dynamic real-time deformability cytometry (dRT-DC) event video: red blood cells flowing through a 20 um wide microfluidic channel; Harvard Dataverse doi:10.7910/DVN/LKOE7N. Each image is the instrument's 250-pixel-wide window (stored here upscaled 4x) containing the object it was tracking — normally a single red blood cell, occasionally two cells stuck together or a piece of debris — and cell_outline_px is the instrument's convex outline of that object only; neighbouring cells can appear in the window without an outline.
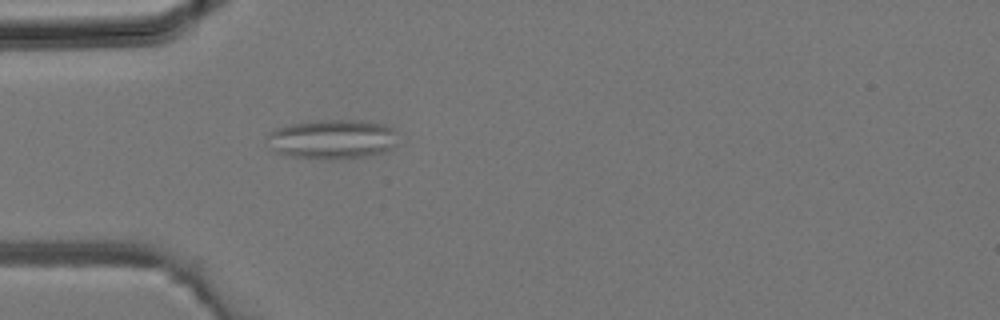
{"species": "common noctule bat (a hibernating species)", "species_latin": "Nyctalus noctula", "temperature_condition": "room temperature", "stored_images_in_passage": 28, "camera_frame_rate_fps": 3000, "um_per_image_px": 0.085, "animal": {"sex": "male", "body_mass_g": 19.2, "forearm_length_mm": 51.8}, "frame": {"image": 1, "passage_image": 1, "time_ms": 0.0, "image_size_px": [1000, 320], "cell_outline_px": [[396, 144], [392, 148], [384, 152], [364, 156], [284, 156], [276, 152], [272, 148], [268, 136], [268, 132], [276, 128], [292, 124], [324, 120], [360, 120], [384, 124], [392, 128], [396, 132]], "centroid_in_image_um": [28.28, 11.78], "position_along_channel_um": 56.7, "area_um2": 28.96}}
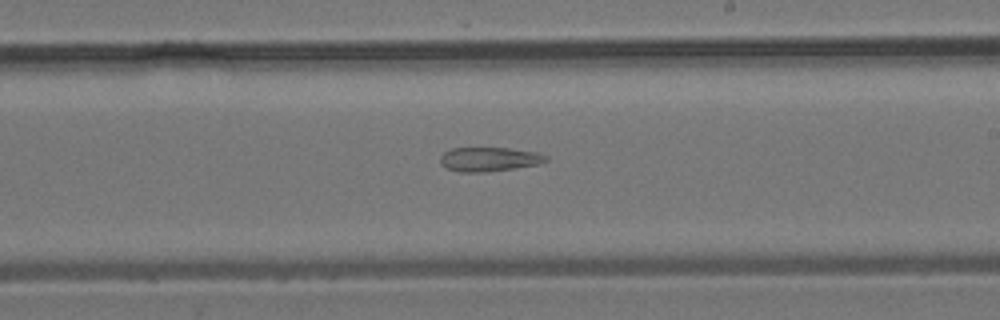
{"frame": {"image": 2, "passage_image": 12, "time_ms": 3.667, "image_size_px": [1000, 320], "cell_outline_px": [[548, 160], [536, 164], [512, 168], [484, 172], [460, 172], [444, 168], [440, 164], [440, 156], [444, 152], [452, 148], [508, 148], [536, 152], [548, 156]], "centroid_in_image_um": [41.51, 13.53], "position_along_channel_um": 247.5, "area_um2": 14.8}}
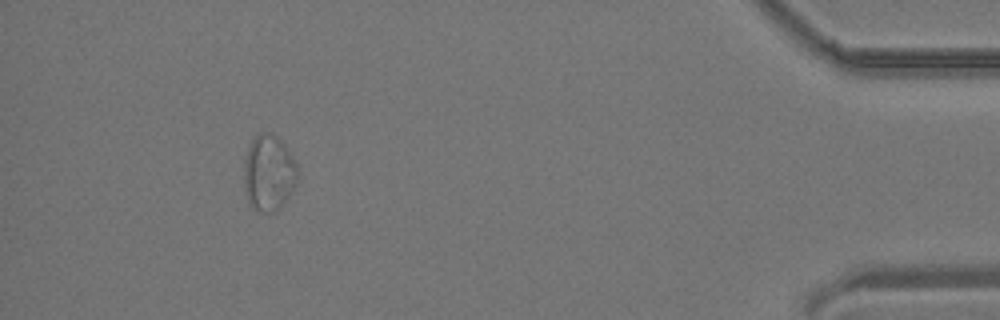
{"frame": {"image": 3, "passage_image": 25, "time_ms": 8.0, "image_size_px": [1000, 320], "cell_outline_px": [[300, 172], [296, 184], [288, 196], [272, 212], [260, 212], [252, 208], [248, 204], [244, 188], [244, 160], [248, 148], [252, 140], [260, 132], [272, 132], [284, 144], [296, 164]], "centroid_in_image_um": [22.83, 14.68], "position_along_channel_um": 412.4, "area_um2": 23.76}}